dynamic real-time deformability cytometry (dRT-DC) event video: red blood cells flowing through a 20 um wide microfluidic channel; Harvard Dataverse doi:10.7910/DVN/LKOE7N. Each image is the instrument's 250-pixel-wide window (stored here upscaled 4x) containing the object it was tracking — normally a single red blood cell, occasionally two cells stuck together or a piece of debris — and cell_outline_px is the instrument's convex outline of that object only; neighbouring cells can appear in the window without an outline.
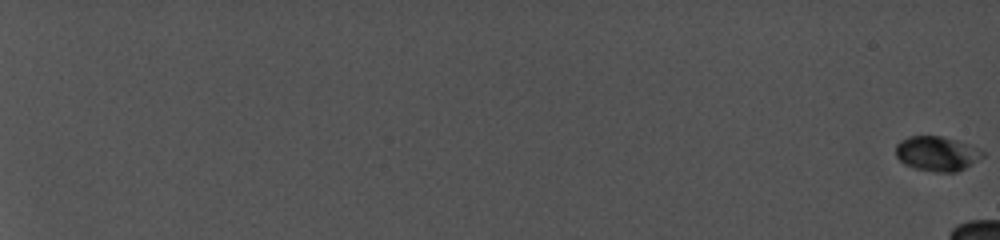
{"species": "common noctule bat (a hibernating species)", "species_latin": "Nyctalus noctula", "temperature_condition": "cold", "stored_images_in_passage": 26, "camera_frame_rate_fps": 5000, "um_per_image_px": 0.085, "animal": {"sex": "female", "body_mass_g": 19.0, "forearm_length_mm": 56.7}, "frame": {"image": 1, "passage_image": 1, "time_ms": 0.0, "image_size_px": [1000, 240], "cell_outline_px": [[984, 156], [964, 168], [956, 172], [944, 172], [916, 168], [900, 160], [896, 156], [896, 144], [900, 140], [908, 136], [940, 136], [956, 140], [968, 144], [984, 152]], "centroid_in_image_um": [79.63, 13.03], "position_along_channel_um": 5.4, "area_um2": 17.17}}